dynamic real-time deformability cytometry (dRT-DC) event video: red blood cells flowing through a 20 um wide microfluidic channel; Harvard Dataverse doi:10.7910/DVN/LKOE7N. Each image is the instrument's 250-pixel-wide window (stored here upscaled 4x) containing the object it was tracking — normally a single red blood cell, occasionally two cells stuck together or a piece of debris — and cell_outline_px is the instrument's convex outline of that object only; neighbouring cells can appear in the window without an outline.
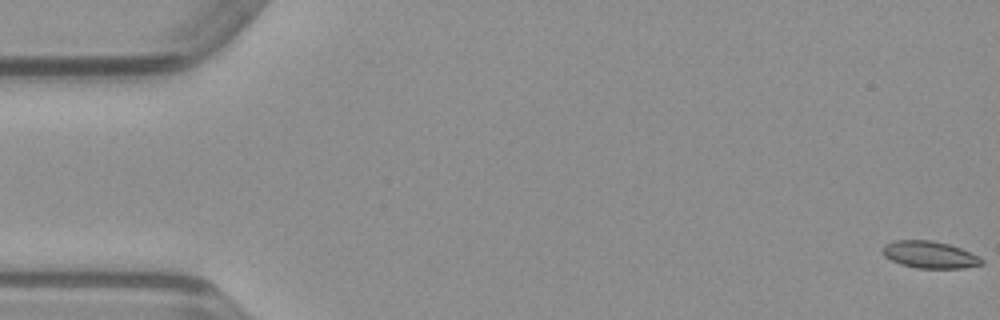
{"species": "common noctule bat (a hibernating species)", "species_latin": "Nyctalus noctula", "temperature_condition": "warm", "stored_images_in_passage": 50, "camera_frame_rate_fps": 3000, "um_per_image_px": 0.085, "animal": {"sex": "male", "body_mass_g": 23.1, "forearm_length_mm": 52.7}, "frame": {"image": 1, "passage_image": 1, "time_ms": 0.0, "image_size_px": [1000, 320], "cell_outline_px": [[984, 264], [964, 268], [916, 268], [900, 264], [884, 256], [880, 252], [880, 248], [884, 244], [896, 240], [932, 240], [948, 244], [960, 248], [980, 256], [984, 260]], "centroid_in_image_um": [79.0, 21.65], "position_along_channel_um": 6.0, "area_um2": 15.84}}
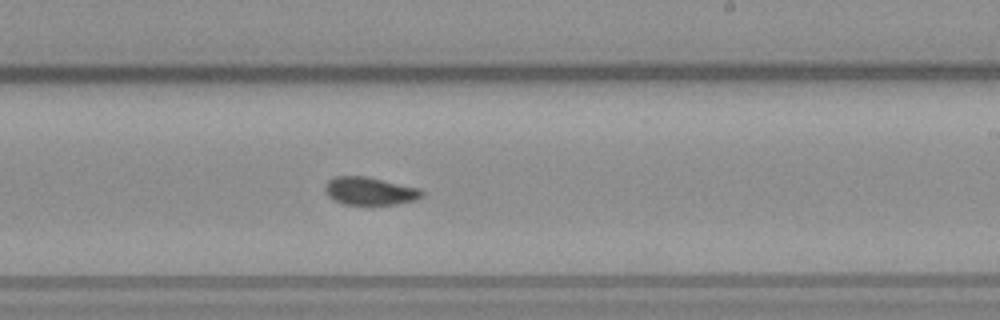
{"frame": {"image": 2, "passage_image": 30, "time_ms": 9.667, "image_size_px": [1000, 320], "cell_outline_px": [[424, 196], [416, 200], [396, 204], [344, 204], [332, 200], [328, 196], [324, 188], [324, 184], [328, 180], [336, 176], [364, 176], [420, 188], [424, 192]], "centroid_in_image_um": [31.42, 16.24], "position_along_channel_um": 257.6, "area_um2": 15.78}}
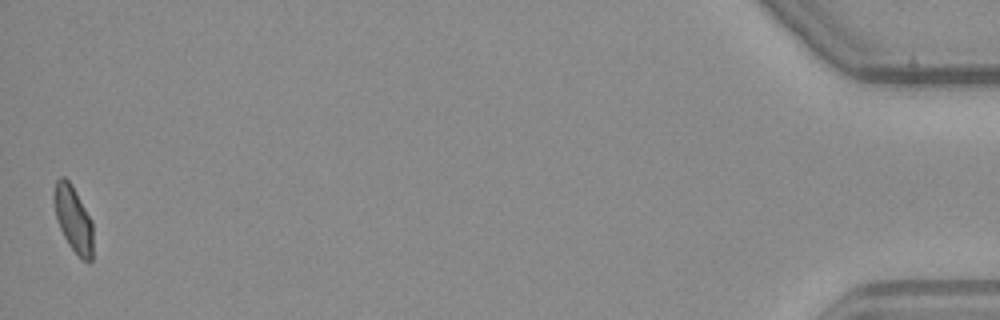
{"frame": {"image": 3, "passage_image": 50, "time_ms": 16.333, "image_size_px": [1000, 320], "cell_outline_px": [[92, 260], [88, 264], [80, 260], [68, 244], [60, 228], [56, 216], [52, 200], [52, 192], [56, 180], [60, 176], [64, 176], [72, 184], [92, 220]], "centroid_in_image_um": [6.22, 18.61], "position_along_channel_um": 429.0, "area_um2": 15.43}}